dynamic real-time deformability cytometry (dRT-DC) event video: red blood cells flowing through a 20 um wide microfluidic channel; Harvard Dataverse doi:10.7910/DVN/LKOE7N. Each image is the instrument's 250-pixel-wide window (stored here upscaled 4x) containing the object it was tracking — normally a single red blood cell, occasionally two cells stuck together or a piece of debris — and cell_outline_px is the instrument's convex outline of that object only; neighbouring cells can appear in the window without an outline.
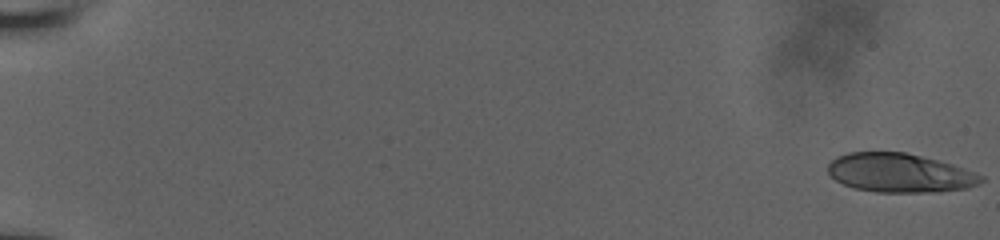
{"species": "human", "species_latin": "Homo sapiens", "temperature_condition": "room temperature", "stored_images_in_passage": 56, "camera_frame_rate_fps": 3000, "um_per_image_px": 0.085, "donor": {"sex": "male"}, "frame": {"image": 1, "passage_image": 1, "time_ms": 0.0, "image_size_px": [1000, 240], "cell_outline_px": [[984, 180], [968, 188], [936, 192], [876, 192], [856, 188], [844, 184], [836, 180], [828, 172], [828, 164], [836, 156], [848, 152], [904, 152], [952, 164], [964, 168], [984, 176]], "centroid_in_image_um": [76.47, 14.7], "position_along_channel_um": 8.5, "area_um2": 34.56}}
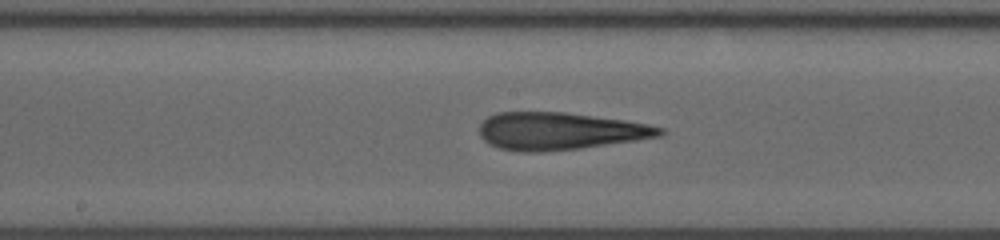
{"frame": {"image": 2, "passage_image": 32, "time_ms": 10.333, "image_size_px": [1000, 240], "cell_outline_px": [[664, 132], [660, 136], [636, 140], [580, 148], [540, 152], [524, 152], [500, 148], [484, 140], [480, 136], [480, 124], [488, 116], [496, 112], [564, 112], [624, 120], [648, 124], [664, 128]], "centroid_in_image_um": [47.57, 11.14], "position_along_channel_um": 200.6, "area_um2": 39.07}}
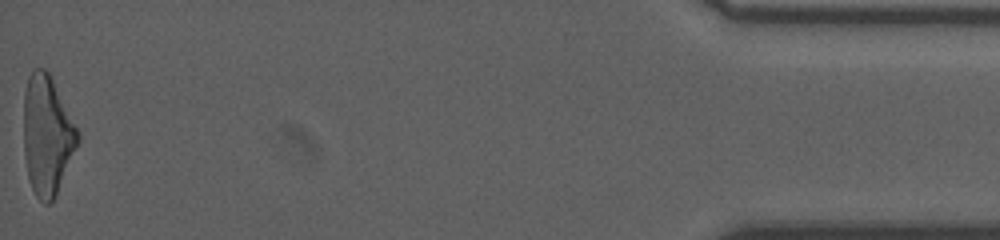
{"frame": {"image": 3, "passage_image": 56, "time_ms": 18.333, "image_size_px": [1000, 240], "cell_outline_px": [[80, 140], [56, 196], [48, 204], [44, 204], [36, 196], [32, 188], [28, 176], [24, 152], [24, 92], [28, 76], [32, 68], [44, 68], [48, 72], [80, 132]], "centroid_in_image_um": [4.01, 11.5], "position_along_channel_um": 431.2, "area_um2": 37.69}, "authors_computed_cell_mechanics": {"area_um2": 37.859, "velocity_mm_per_s": 3.9522, "shape_relaxation_time_tau1_ms": null, "shape_relaxation_time_tau2_ms": 2.7854, "deformation_change_tau1": null, "deformation_change_tau2": 0.1703}}